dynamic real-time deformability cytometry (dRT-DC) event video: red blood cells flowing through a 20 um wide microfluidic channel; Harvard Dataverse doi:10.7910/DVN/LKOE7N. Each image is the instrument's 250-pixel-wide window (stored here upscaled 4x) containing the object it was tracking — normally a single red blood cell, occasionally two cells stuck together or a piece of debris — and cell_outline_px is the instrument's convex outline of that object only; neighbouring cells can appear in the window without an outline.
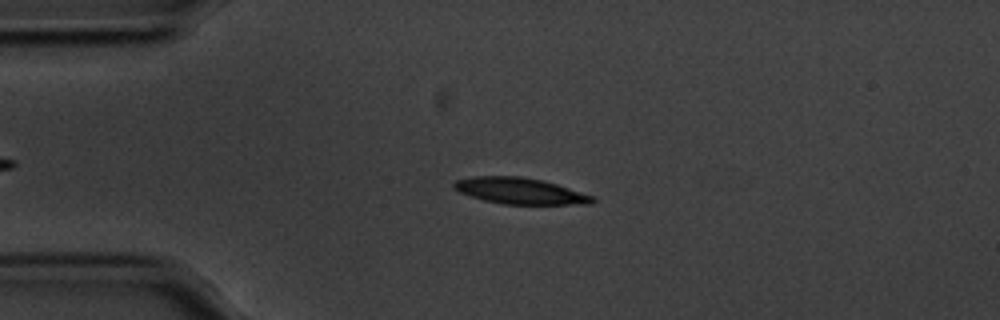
{"species": "common noctule bat (a hibernating species)", "species_latin": "Nyctalus noctula", "temperature_condition": "cold", "stored_images_in_passage": 39, "camera_frame_rate_fps": 3000, "um_per_image_px": 0.085, "animal": {"sex": "male", "body_mass_g": 20.1, "forearm_length_mm": 53.5}, "frame": {"image": 1, "passage_image": 1, "time_ms": 0.0, "image_size_px": [1000, 320], "cell_outline_px": [[596, 200], [592, 204], [504, 204], [484, 200], [460, 192], [452, 188], [452, 184], [456, 180], [472, 176], [520, 176], [544, 180], [592, 196]], "centroid_in_image_um": [44.17, 16.22], "position_along_channel_um": 40.8, "area_um2": 21.04}}
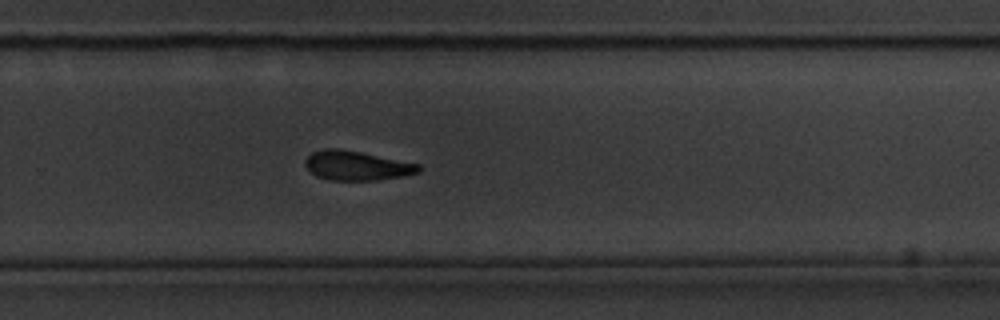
{"frame": {"image": 2, "passage_image": 25, "time_ms": 8.0, "image_size_px": [1000, 320], "cell_outline_px": [[424, 168], [420, 172], [404, 176], [376, 180], [328, 180], [316, 176], [304, 164], [304, 160], [312, 152], [324, 148], [340, 148], [420, 164]], "centroid_in_image_um": [30.34, 14.08], "position_along_channel_um": 299.5, "area_um2": 19.54}}
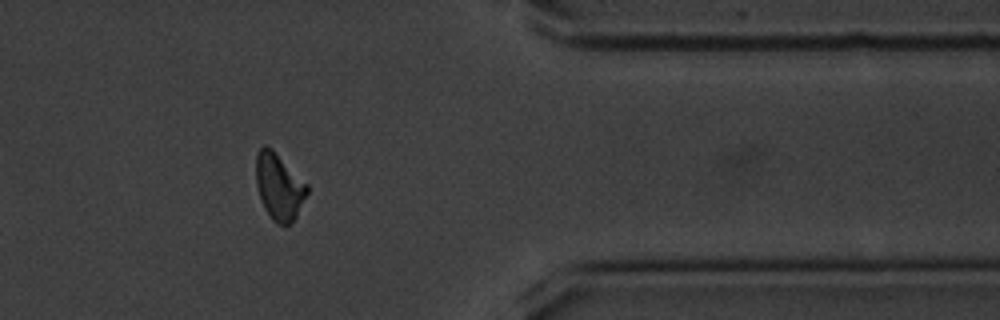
{"frame": {"image": 3, "passage_image": 34, "time_ms": 11.0, "image_size_px": [1000, 320], "cell_outline_px": [[308, 192], [296, 216], [288, 224], [276, 224], [272, 220], [264, 208], [256, 184], [256, 152], [264, 144], [308, 184]], "centroid_in_image_um": [23.7, 15.89], "position_along_channel_um": 387.7, "area_um2": 19.25}, "authors_computed_cell_mechanics": {"area_um2": 20.6924, "velocity_mm_per_s": 3.5344, "shape_relaxation_time_tau1_ms": 2.6217, "shape_relaxation_time_tau2_ms": 8.4062, "deformation_change_tau1": 0.1311, "deformation_change_tau2": 0.1735}}